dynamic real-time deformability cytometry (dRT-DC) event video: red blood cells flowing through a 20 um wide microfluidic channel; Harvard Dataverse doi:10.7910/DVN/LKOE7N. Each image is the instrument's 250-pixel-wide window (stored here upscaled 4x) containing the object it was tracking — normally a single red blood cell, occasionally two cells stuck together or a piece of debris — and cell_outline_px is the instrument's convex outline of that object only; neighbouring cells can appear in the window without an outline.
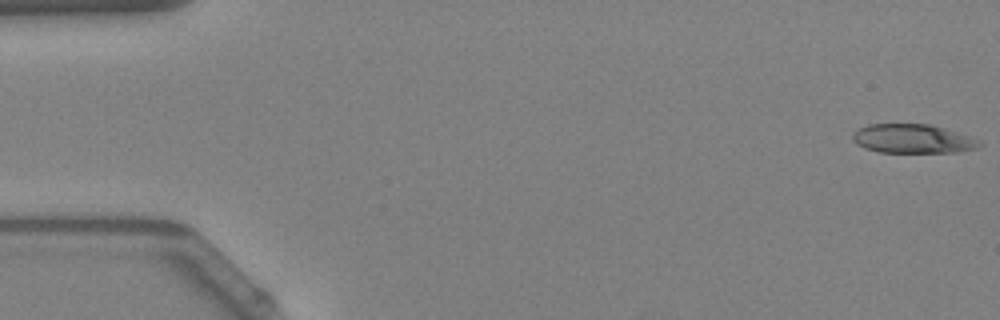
{"species": "Egyptian fruit bat (a non-hibernating species)", "species_latin": "Rousettus aegyptiacus", "temperature_condition": "warm", "stored_images_in_passage": 51, "camera_frame_rate_fps": 3000, "um_per_image_px": 0.085, "animal": {"sex": "female"}, "frame": {"image": 1, "passage_image": 1, "time_ms": 0.0, "image_size_px": [1000, 320], "cell_outline_px": [[984, 144], [976, 148], [956, 152], [880, 152], [864, 148], [856, 144], [852, 140], [852, 132], [868, 124], [928, 124], [944, 128], [980, 140]], "centroid_in_image_um": [77.55, 11.79], "position_along_channel_um": 7.4, "area_um2": 21.39}}
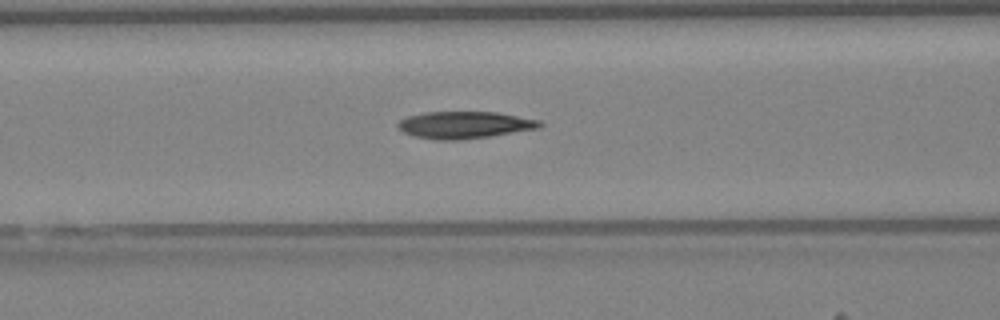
{"frame": {"image": 2, "passage_image": 21, "time_ms": 6.667, "image_size_px": [1000, 320], "cell_outline_px": [[544, 124], [540, 128], [488, 136], [456, 140], [436, 140], [416, 136], [404, 132], [396, 124], [400, 120], [408, 116], [424, 112], [496, 112], [540, 120]], "centroid_in_image_um": [39.5, 10.61], "position_along_channel_um": 127.1, "area_um2": 22.14}}
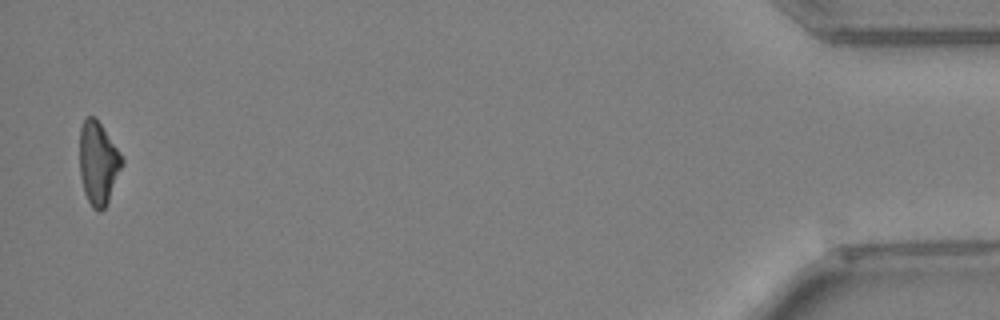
{"frame": {"image": 3, "passage_image": 50, "time_ms": 16.333, "image_size_px": [1000, 320], "cell_outline_px": [[124, 164], [108, 200], [104, 208], [100, 212], [96, 212], [92, 208], [84, 192], [80, 176], [80, 128], [84, 120], [88, 116], [96, 116], [120, 152], [124, 160]], "centroid_in_image_um": [8.35, 13.85], "position_along_channel_um": 426.8, "area_um2": 20.63}, "authors_computed_cell_mechanics": {"area_um2": 21.964, "velocity_mm_per_s": 4.0325, "shape_relaxation_time_tau1_ms": 5.0526, "shape_relaxation_time_tau2_ms": 5.3668, "deformation_change_tau1": 0.1945, "deformation_change_tau2": 0.1761}}